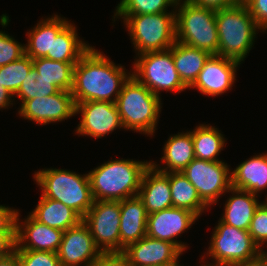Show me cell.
<instances>
[{
    "label": "cell",
    "mask_w": 267,
    "mask_h": 266,
    "mask_svg": "<svg viewBox=\"0 0 267 266\" xmlns=\"http://www.w3.org/2000/svg\"><path fill=\"white\" fill-rule=\"evenodd\" d=\"M0 266H20L17 253L14 252L8 257L0 258Z\"/></svg>",
    "instance_id": "b9f144b4"
},
{
    "label": "cell",
    "mask_w": 267,
    "mask_h": 266,
    "mask_svg": "<svg viewBox=\"0 0 267 266\" xmlns=\"http://www.w3.org/2000/svg\"><path fill=\"white\" fill-rule=\"evenodd\" d=\"M120 201H94L82 221L101 253L120 252Z\"/></svg>",
    "instance_id": "8fae6325"
},
{
    "label": "cell",
    "mask_w": 267,
    "mask_h": 266,
    "mask_svg": "<svg viewBox=\"0 0 267 266\" xmlns=\"http://www.w3.org/2000/svg\"><path fill=\"white\" fill-rule=\"evenodd\" d=\"M16 215V249L58 252L63 231L51 228L35 220L30 214L20 222Z\"/></svg>",
    "instance_id": "ac0fdd59"
},
{
    "label": "cell",
    "mask_w": 267,
    "mask_h": 266,
    "mask_svg": "<svg viewBox=\"0 0 267 266\" xmlns=\"http://www.w3.org/2000/svg\"><path fill=\"white\" fill-rule=\"evenodd\" d=\"M175 9L170 12L141 15H114L123 22L137 55L168 50L176 42Z\"/></svg>",
    "instance_id": "52a82bcc"
},
{
    "label": "cell",
    "mask_w": 267,
    "mask_h": 266,
    "mask_svg": "<svg viewBox=\"0 0 267 266\" xmlns=\"http://www.w3.org/2000/svg\"><path fill=\"white\" fill-rule=\"evenodd\" d=\"M34 70L37 72V82H50L58 90L71 91L73 71L77 62H62L47 58L32 59Z\"/></svg>",
    "instance_id": "4316f807"
},
{
    "label": "cell",
    "mask_w": 267,
    "mask_h": 266,
    "mask_svg": "<svg viewBox=\"0 0 267 266\" xmlns=\"http://www.w3.org/2000/svg\"><path fill=\"white\" fill-rule=\"evenodd\" d=\"M115 105L125 130L154 135L162 108L161 97L133 75L124 83Z\"/></svg>",
    "instance_id": "277c9868"
},
{
    "label": "cell",
    "mask_w": 267,
    "mask_h": 266,
    "mask_svg": "<svg viewBox=\"0 0 267 266\" xmlns=\"http://www.w3.org/2000/svg\"><path fill=\"white\" fill-rule=\"evenodd\" d=\"M240 64L229 58L211 55L189 89L196 88L207 96L222 95L232 89Z\"/></svg>",
    "instance_id": "2e32d148"
},
{
    "label": "cell",
    "mask_w": 267,
    "mask_h": 266,
    "mask_svg": "<svg viewBox=\"0 0 267 266\" xmlns=\"http://www.w3.org/2000/svg\"><path fill=\"white\" fill-rule=\"evenodd\" d=\"M163 156L160 158L164 167L150 161V165L161 173L181 172L193 159L194 143L192 130L171 135L163 148Z\"/></svg>",
    "instance_id": "7402d4cb"
},
{
    "label": "cell",
    "mask_w": 267,
    "mask_h": 266,
    "mask_svg": "<svg viewBox=\"0 0 267 266\" xmlns=\"http://www.w3.org/2000/svg\"><path fill=\"white\" fill-rule=\"evenodd\" d=\"M210 241L206 256L213 258L215 263L204 262L205 266H245L261 259V250L247 230L235 228L220 219Z\"/></svg>",
    "instance_id": "ba28073f"
},
{
    "label": "cell",
    "mask_w": 267,
    "mask_h": 266,
    "mask_svg": "<svg viewBox=\"0 0 267 266\" xmlns=\"http://www.w3.org/2000/svg\"><path fill=\"white\" fill-rule=\"evenodd\" d=\"M215 11L189 0H178L175 8L176 41L218 55Z\"/></svg>",
    "instance_id": "8992f818"
},
{
    "label": "cell",
    "mask_w": 267,
    "mask_h": 266,
    "mask_svg": "<svg viewBox=\"0 0 267 266\" xmlns=\"http://www.w3.org/2000/svg\"><path fill=\"white\" fill-rule=\"evenodd\" d=\"M20 266H61L55 252L15 250Z\"/></svg>",
    "instance_id": "d6a6232c"
},
{
    "label": "cell",
    "mask_w": 267,
    "mask_h": 266,
    "mask_svg": "<svg viewBox=\"0 0 267 266\" xmlns=\"http://www.w3.org/2000/svg\"><path fill=\"white\" fill-rule=\"evenodd\" d=\"M133 63L132 75L158 97L160 91L179 93L189 89L180 79L169 49L140 54Z\"/></svg>",
    "instance_id": "9c48e42d"
},
{
    "label": "cell",
    "mask_w": 267,
    "mask_h": 266,
    "mask_svg": "<svg viewBox=\"0 0 267 266\" xmlns=\"http://www.w3.org/2000/svg\"><path fill=\"white\" fill-rule=\"evenodd\" d=\"M125 70L91 47L74 66L70 92L75 104L85 101L115 103L124 83L132 75Z\"/></svg>",
    "instance_id": "6da1fadb"
},
{
    "label": "cell",
    "mask_w": 267,
    "mask_h": 266,
    "mask_svg": "<svg viewBox=\"0 0 267 266\" xmlns=\"http://www.w3.org/2000/svg\"><path fill=\"white\" fill-rule=\"evenodd\" d=\"M173 207L187 209L198 217L208 209V206L201 200L196 188L181 172L169 173Z\"/></svg>",
    "instance_id": "f1b7e54d"
},
{
    "label": "cell",
    "mask_w": 267,
    "mask_h": 266,
    "mask_svg": "<svg viewBox=\"0 0 267 266\" xmlns=\"http://www.w3.org/2000/svg\"><path fill=\"white\" fill-rule=\"evenodd\" d=\"M169 50L172 52L173 62L180 79L189 88L197 79L211 54L177 41Z\"/></svg>",
    "instance_id": "484cf974"
},
{
    "label": "cell",
    "mask_w": 267,
    "mask_h": 266,
    "mask_svg": "<svg viewBox=\"0 0 267 266\" xmlns=\"http://www.w3.org/2000/svg\"><path fill=\"white\" fill-rule=\"evenodd\" d=\"M229 165L221 161L195 158L181 173L196 188L201 200L210 208L232 187Z\"/></svg>",
    "instance_id": "30bf717a"
},
{
    "label": "cell",
    "mask_w": 267,
    "mask_h": 266,
    "mask_svg": "<svg viewBox=\"0 0 267 266\" xmlns=\"http://www.w3.org/2000/svg\"><path fill=\"white\" fill-rule=\"evenodd\" d=\"M19 108L20 117L41 125L62 122L76 115L72 93L64 90L46 97L26 100Z\"/></svg>",
    "instance_id": "4fadbf2b"
},
{
    "label": "cell",
    "mask_w": 267,
    "mask_h": 266,
    "mask_svg": "<svg viewBox=\"0 0 267 266\" xmlns=\"http://www.w3.org/2000/svg\"><path fill=\"white\" fill-rule=\"evenodd\" d=\"M261 258L267 263V251L264 248L261 251Z\"/></svg>",
    "instance_id": "ee69618b"
},
{
    "label": "cell",
    "mask_w": 267,
    "mask_h": 266,
    "mask_svg": "<svg viewBox=\"0 0 267 266\" xmlns=\"http://www.w3.org/2000/svg\"><path fill=\"white\" fill-rule=\"evenodd\" d=\"M120 210V252H123L146 236L148 213L138 196L121 200Z\"/></svg>",
    "instance_id": "ffe728a7"
},
{
    "label": "cell",
    "mask_w": 267,
    "mask_h": 266,
    "mask_svg": "<svg viewBox=\"0 0 267 266\" xmlns=\"http://www.w3.org/2000/svg\"><path fill=\"white\" fill-rule=\"evenodd\" d=\"M19 209L0 205V234H16V215Z\"/></svg>",
    "instance_id": "8d00e7d4"
},
{
    "label": "cell",
    "mask_w": 267,
    "mask_h": 266,
    "mask_svg": "<svg viewBox=\"0 0 267 266\" xmlns=\"http://www.w3.org/2000/svg\"><path fill=\"white\" fill-rule=\"evenodd\" d=\"M14 95L11 94L5 87L0 79V109H8L11 105L13 106Z\"/></svg>",
    "instance_id": "60d3db41"
},
{
    "label": "cell",
    "mask_w": 267,
    "mask_h": 266,
    "mask_svg": "<svg viewBox=\"0 0 267 266\" xmlns=\"http://www.w3.org/2000/svg\"><path fill=\"white\" fill-rule=\"evenodd\" d=\"M33 178L41 188L43 197L62 202L82 218L93 205L88 174L80 175L66 169L45 168L35 172Z\"/></svg>",
    "instance_id": "5b68a950"
},
{
    "label": "cell",
    "mask_w": 267,
    "mask_h": 266,
    "mask_svg": "<svg viewBox=\"0 0 267 266\" xmlns=\"http://www.w3.org/2000/svg\"><path fill=\"white\" fill-rule=\"evenodd\" d=\"M138 197L148 214L173 207L169 173H161L149 165L143 173Z\"/></svg>",
    "instance_id": "d6986e66"
},
{
    "label": "cell",
    "mask_w": 267,
    "mask_h": 266,
    "mask_svg": "<svg viewBox=\"0 0 267 266\" xmlns=\"http://www.w3.org/2000/svg\"><path fill=\"white\" fill-rule=\"evenodd\" d=\"M75 114H81L76 133L101 138L116 129H124L117 107L113 102L85 101L76 104Z\"/></svg>",
    "instance_id": "7c38bea8"
},
{
    "label": "cell",
    "mask_w": 267,
    "mask_h": 266,
    "mask_svg": "<svg viewBox=\"0 0 267 266\" xmlns=\"http://www.w3.org/2000/svg\"><path fill=\"white\" fill-rule=\"evenodd\" d=\"M25 55V44H21L14 37L0 31V66L19 60Z\"/></svg>",
    "instance_id": "e575fe53"
},
{
    "label": "cell",
    "mask_w": 267,
    "mask_h": 266,
    "mask_svg": "<svg viewBox=\"0 0 267 266\" xmlns=\"http://www.w3.org/2000/svg\"><path fill=\"white\" fill-rule=\"evenodd\" d=\"M199 217L193 212L178 207H171L148 214L146 235L155 239L175 244L182 252L186 243L175 240L177 236L189 230Z\"/></svg>",
    "instance_id": "5bb4252c"
},
{
    "label": "cell",
    "mask_w": 267,
    "mask_h": 266,
    "mask_svg": "<svg viewBox=\"0 0 267 266\" xmlns=\"http://www.w3.org/2000/svg\"><path fill=\"white\" fill-rule=\"evenodd\" d=\"M249 9L256 25L263 31L267 30V0H242ZM265 30V31H264Z\"/></svg>",
    "instance_id": "d590c367"
},
{
    "label": "cell",
    "mask_w": 267,
    "mask_h": 266,
    "mask_svg": "<svg viewBox=\"0 0 267 266\" xmlns=\"http://www.w3.org/2000/svg\"><path fill=\"white\" fill-rule=\"evenodd\" d=\"M91 266H131L123 252L101 253Z\"/></svg>",
    "instance_id": "74e56055"
},
{
    "label": "cell",
    "mask_w": 267,
    "mask_h": 266,
    "mask_svg": "<svg viewBox=\"0 0 267 266\" xmlns=\"http://www.w3.org/2000/svg\"><path fill=\"white\" fill-rule=\"evenodd\" d=\"M245 266H267V263L261 258L256 262L250 263L248 265Z\"/></svg>",
    "instance_id": "7bdbcfd3"
},
{
    "label": "cell",
    "mask_w": 267,
    "mask_h": 266,
    "mask_svg": "<svg viewBox=\"0 0 267 266\" xmlns=\"http://www.w3.org/2000/svg\"><path fill=\"white\" fill-rule=\"evenodd\" d=\"M57 255L61 266H91L101 251L96 247L88 226L81 221L63 233Z\"/></svg>",
    "instance_id": "9a60e30c"
},
{
    "label": "cell",
    "mask_w": 267,
    "mask_h": 266,
    "mask_svg": "<svg viewBox=\"0 0 267 266\" xmlns=\"http://www.w3.org/2000/svg\"><path fill=\"white\" fill-rule=\"evenodd\" d=\"M219 35L218 55L242 63L254 46L261 30L250 15L247 5L240 3L215 11Z\"/></svg>",
    "instance_id": "3957f363"
},
{
    "label": "cell",
    "mask_w": 267,
    "mask_h": 266,
    "mask_svg": "<svg viewBox=\"0 0 267 266\" xmlns=\"http://www.w3.org/2000/svg\"><path fill=\"white\" fill-rule=\"evenodd\" d=\"M227 193L232 195L224 204L225 211L220 220L235 228L248 231L255 210L261 204L258 200L259 196L234 187H231Z\"/></svg>",
    "instance_id": "603a6c76"
},
{
    "label": "cell",
    "mask_w": 267,
    "mask_h": 266,
    "mask_svg": "<svg viewBox=\"0 0 267 266\" xmlns=\"http://www.w3.org/2000/svg\"><path fill=\"white\" fill-rule=\"evenodd\" d=\"M231 186L258 193L267 188V153L250 157L231 170Z\"/></svg>",
    "instance_id": "cb8c5ba5"
},
{
    "label": "cell",
    "mask_w": 267,
    "mask_h": 266,
    "mask_svg": "<svg viewBox=\"0 0 267 266\" xmlns=\"http://www.w3.org/2000/svg\"><path fill=\"white\" fill-rule=\"evenodd\" d=\"M29 214L38 222L63 232L77 226L83 219L76 211L62 202L45 198L42 195L36 208Z\"/></svg>",
    "instance_id": "d4e9b609"
},
{
    "label": "cell",
    "mask_w": 267,
    "mask_h": 266,
    "mask_svg": "<svg viewBox=\"0 0 267 266\" xmlns=\"http://www.w3.org/2000/svg\"><path fill=\"white\" fill-rule=\"evenodd\" d=\"M36 78L37 72L34 68H32L27 75V79L23 80L19 90L14 95L15 97L18 96V99L21 101V105L26 100L46 97L59 91L53 84H50V82H37Z\"/></svg>",
    "instance_id": "1f68e13d"
},
{
    "label": "cell",
    "mask_w": 267,
    "mask_h": 266,
    "mask_svg": "<svg viewBox=\"0 0 267 266\" xmlns=\"http://www.w3.org/2000/svg\"><path fill=\"white\" fill-rule=\"evenodd\" d=\"M32 68V58L27 55L5 66H0V79L3 87L15 95Z\"/></svg>",
    "instance_id": "4dcf8cb0"
},
{
    "label": "cell",
    "mask_w": 267,
    "mask_h": 266,
    "mask_svg": "<svg viewBox=\"0 0 267 266\" xmlns=\"http://www.w3.org/2000/svg\"><path fill=\"white\" fill-rule=\"evenodd\" d=\"M50 17L41 18L37 25L26 34L28 43L25 44V55L32 59L52 60L53 38H56L58 33L70 22L56 14Z\"/></svg>",
    "instance_id": "44dd1931"
},
{
    "label": "cell",
    "mask_w": 267,
    "mask_h": 266,
    "mask_svg": "<svg viewBox=\"0 0 267 266\" xmlns=\"http://www.w3.org/2000/svg\"><path fill=\"white\" fill-rule=\"evenodd\" d=\"M189 1L199 6L218 10L234 6L240 3L242 0H189Z\"/></svg>",
    "instance_id": "ab89813d"
},
{
    "label": "cell",
    "mask_w": 267,
    "mask_h": 266,
    "mask_svg": "<svg viewBox=\"0 0 267 266\" xmlns=\"http://www.w3.org/2000/svg\"><path fill=\"white\" fill-rule=\"evenodd\" d=\"M123 253L131 266H181L183 252L173 243L145 236L130 244Z\"/></svg>",
    "instance_id": "e0dca14e"
},
{
    "label": "cell",
    "mask_w": 267,
    "mask_h": 266,
    "mask_svg": "<svg viewBox=\"0 0 267 266\" xmlns=\"http://www.w3.org/2000/svg\"><path fill=\"white\" fill-rule=\"evenodd\" d=\"M150 161L110 160L89 171L94 201H121L138 196L141 179Z\"/></svg>",
    "instance_id": "7a4b0ae2"
},
{
    "label": "cell",
    "mask_w": 267,
    "mask_h": 266,
    "mask_svg": "<svg viewBox=\"0 0 267 266\" xmlns=\"http://www.w3.org/2000/svg\"><path fill=\"white\" fill-rule=\"evenodd\" d=\"M75 24L69 22L53 38L52 60L62 62H78L81 57L92 47L87 42L79 39Z\"/></svg>",
    "instance_id": "83f0119b"
},
{
    "label": "cell",
    "mask_w": 267,
    "mask_h": 266,
    "mask_svg": "<svg viewBox=\"0 0 267 266\" xmlns=\"http://www.w3.org/2000/svg\"><path fill=\"white\" fill-rule=\"evenodd\" d=\"M248 232L262 251V246L267 243V204L264 201L255 210Z\"/></svg>",
    "instance_id": "836d02e7"
},
{
    "label": "cell",
    "mask_w": 267,
    "mask_h": 266,
    "mask_svg": "<svg viewBox=\"0 0 267 266\" xmlns=\"http://www.w3.org/2000/svg\"><path fill=\"white\" fill-rule=\"evenodd\" d=\"M195 158L207 161H221L219 153L225 145V137L221 130L210 124H199L192 130Z\"/></svg>",
    "instance_id": "f546056e"
},
{
    "label": "cell",
    "mask_w": 267,
    "mask_h": 266,
    "mask_svg": "<svg viewBox=\"0 0 267 266\" xmlns=\"http://www.w3.org/2000/svg\"><path fill=\"white\" fill-rule=\"evenodd\" d=\"M16 249V234H0V258L10 256Z\"/></svg>",
    "instance_id": "f35d334b"
}]
</instances>
